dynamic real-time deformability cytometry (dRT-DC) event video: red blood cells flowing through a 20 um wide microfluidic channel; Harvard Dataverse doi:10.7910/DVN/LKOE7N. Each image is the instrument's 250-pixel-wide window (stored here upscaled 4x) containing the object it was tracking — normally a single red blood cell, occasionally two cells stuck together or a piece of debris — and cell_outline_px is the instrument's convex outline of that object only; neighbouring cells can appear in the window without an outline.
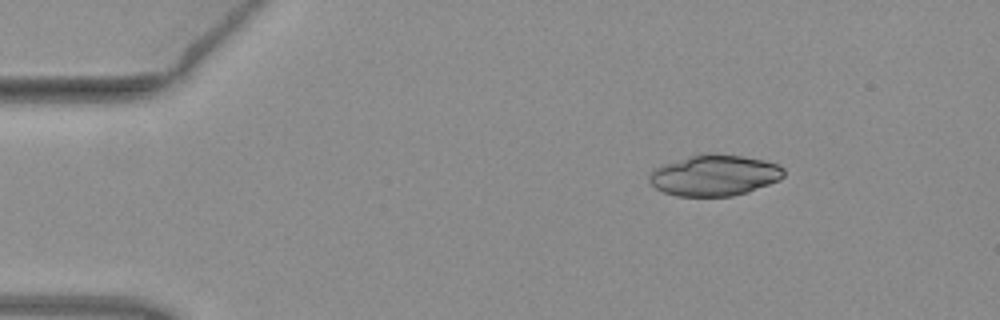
{"species": "common noctule bat (a hibernating species)", "species_latin": "Nyctalus noctula", "temperature_condition": "warm", "stored_images_in_passage": 45, "camera_frame_rate_fps": 3000, "um_per_image_px": 0.085, "animal": {"sex": "female", "body_mass_g": 19.3, "forearm_length_mm": 54.1}, "frame": {"image": 1, "passage_image": 1, "time_ms": 0.0, "image_size_px": [1000, 320], "cell_outline_px": [[784, 176], [780, 180], [748, 192], [732, 196], [676, 196], [664, 192], [656, 188], [648, 180], [648, 176], [656, 168], [664, 164], [688, 156], [708, 152], [740, 156], [764, 160], [780, 164], [784, 168]], "centroid_in_image_um": [60.76, 14.9], "position_along_channel_um": 24.2, "area_um2": 32.25}}